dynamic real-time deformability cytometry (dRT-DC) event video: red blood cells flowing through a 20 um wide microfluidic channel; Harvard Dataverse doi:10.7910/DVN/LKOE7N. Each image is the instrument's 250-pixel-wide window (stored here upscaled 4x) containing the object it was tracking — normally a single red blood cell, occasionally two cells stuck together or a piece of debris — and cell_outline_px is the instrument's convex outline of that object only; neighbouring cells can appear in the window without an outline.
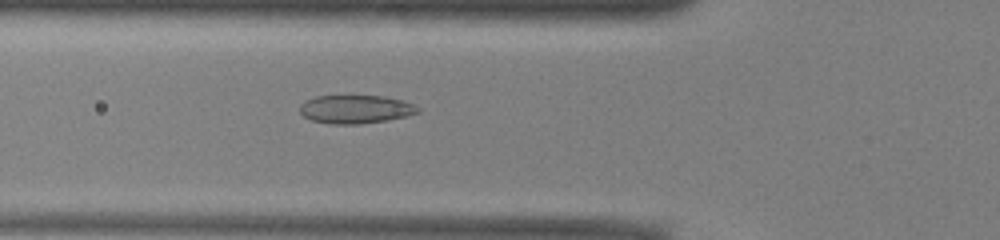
{"species": "common noctule bat (a hibernating species)", "species_latin": "Nyctalus noctula", "temperature_condition": "warm", "stored_images_in_passage": 51, "camera_frame_rate_fps": 3000, "um_per_image_px": 0.085, "animal": {"sex": "male", "body_mass_g": 13.0, "forearm_length_mm": 53.1}, "frame": {"image": 1, "passage_image": 18, "time_ms": 5.667, "image_size_px": [1000, 240], "cell_outline_px": [[420, 112], [408, 116], [388, 120], [360, 124], [328, 124], [312, 120], [304, 116], [300, 112], [300, 104], [304, 100], [316, 96], [384, 96], [400, 100], [412, 104], [420, 108]], "centroid_in_image_um": [30.21, 9.29], "position_along_channel_um": 95.6, "area_um2": 19.59}}
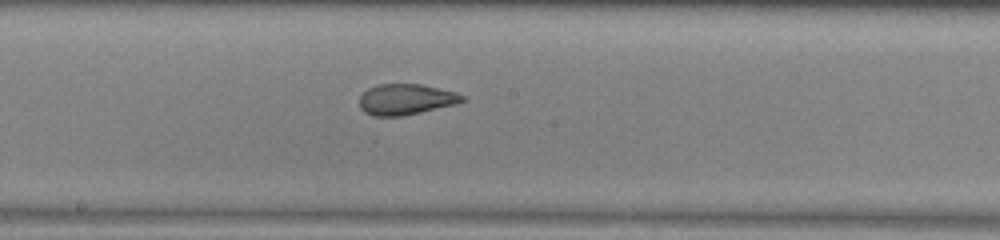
{"frame": {"image": 2, "passage_image": 27, "time_ms": 8.667, "image_size_px": [1000, 240], "cell_outline_px": [[468, 100], [456, 104], [404, 116], [372, 116], [364, 112], [360, 108], [360, 96], [368, 88], [376, 84], [420, 84], [456, 92], [464, 96]], "centroid_in_image_um": [34.5, 8.45], "position_along_channel_um": 213.7, "area_um2": 18.61}}
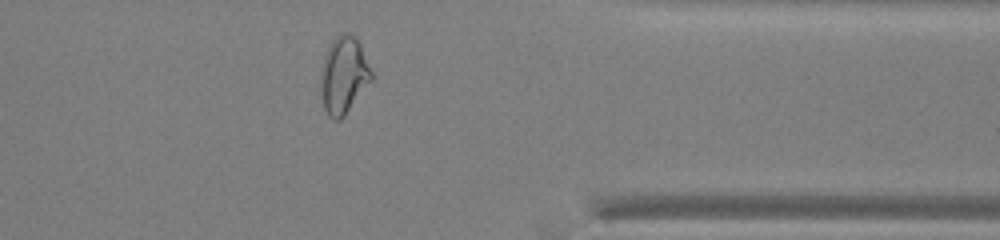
{"frame": {"image": 3, "passage_image": 41, "time_ms": 13.333, "image_size_px": [1000, 240], "cell_outline_px": [[372, 80], [344, 116], [340, 120], [332, 120], [328, 116], [324, 108], [320, 88], [320, 72], [324, 56], [332, 40], [340, 32], [348, 32], [360, 44], [372, 72]], "centroid_in_image_um": [29.19, 6.4], "position_along_channel_um": 382.2, "area_um2": 22.77}, "authors_computed_cell_mechanics": {"area_um2": 21.1548, "velocity_mm_per_s": 3.9322, "shape_relaxation_time_tau1_ms": null, "shape_relaxation_time_tau2_ms": 1.5196, "deformation_change_tau1": null, "deformation_change_tau2": 0.0765}}